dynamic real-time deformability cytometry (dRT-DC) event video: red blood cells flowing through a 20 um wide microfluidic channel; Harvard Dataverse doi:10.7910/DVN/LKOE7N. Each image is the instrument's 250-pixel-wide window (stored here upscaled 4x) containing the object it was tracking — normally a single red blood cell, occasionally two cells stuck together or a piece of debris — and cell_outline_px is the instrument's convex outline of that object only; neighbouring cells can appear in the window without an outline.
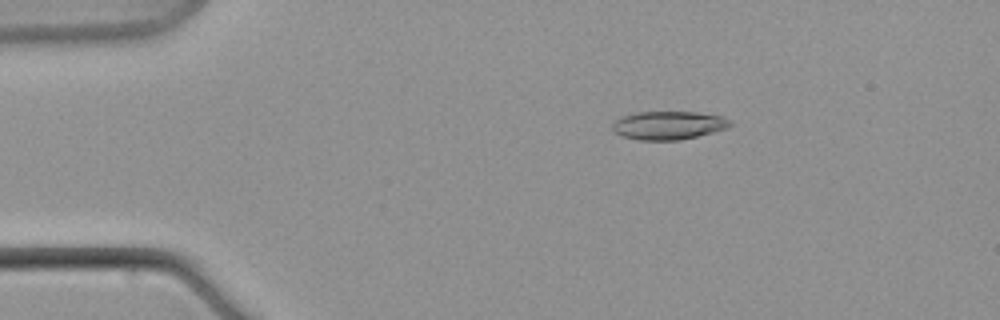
{"species": "common noctule bat (a hibernating species)", "species_latin": "Nyctalus noctula", "temperature_condition": "warm", "stored_images_in_passage": 6, "camera_frame_rate_fps": 3000, "um_per_image_px": 0.085, "animal": {"sex": "male", "body_mass_g": 21.5, "forearm_length_mm": 52.0}, "frame": {"image": 1, "passage_image": 4, "time_ms": 4.0, "image_size_px": [1000, 320], "cell_outline_px": [[732, 124], [724, 128], [712, 132], [680, 140], [640, 140], [620, 136], [612, 128], [612, 124], [620, 116], [636, 112], [696, 112], [724, 116]], "centroid_in_image_um": [56.77, 10.64], "position_along_channel_um": 28.2, "area_um2": 19.36}}
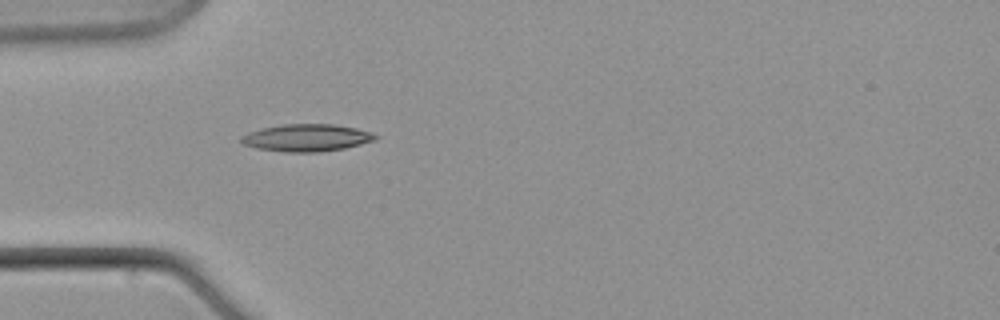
{"frame": {"image": 2, "passage_image": 6, "time_ms": 7.333, "image_size_px": [1000, 320], "cell_outline_px": [[380, 136], [376, 140], [344, 148], [320, 152], [284, 152], [260, 148], [244, 144], [240, 140], [240, 136], [248, 132], [260, 128], [280, 124], [336, 124], [356, 128], [372, 132]], "centroid_in_image_um": [26.09, 11.7], "position_along_channel_um": 58.9, "area_um2": 21.44}}